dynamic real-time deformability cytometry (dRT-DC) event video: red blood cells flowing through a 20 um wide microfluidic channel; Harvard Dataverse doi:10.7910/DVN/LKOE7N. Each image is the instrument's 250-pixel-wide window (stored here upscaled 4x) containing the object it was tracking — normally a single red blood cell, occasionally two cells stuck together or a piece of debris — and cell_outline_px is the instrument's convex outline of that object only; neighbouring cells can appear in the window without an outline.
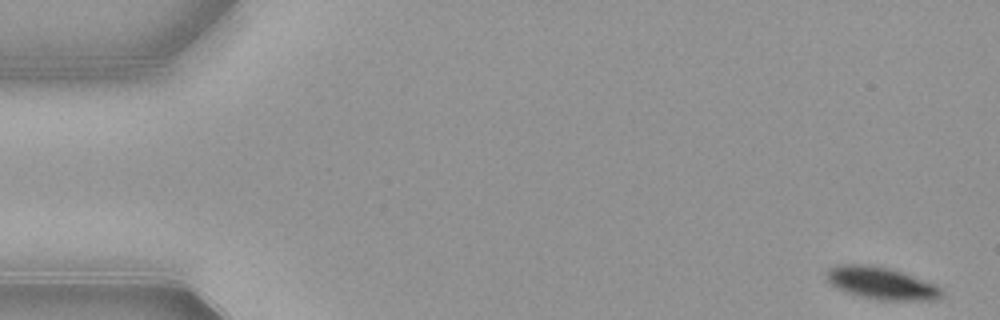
{"species": "common noctule bat (a hibernating species)", "species_latin": "Nyctalus noctula", "temperature_condition": "warm", "stored_images_in_passage": 11, "camera_frame_rate_fps": 3000, "um_per_image_px": 0.085, "animal": {"sex": "female", "body_mass_g": 21.9}, "frame": {"image": 1, "passage_image": 1, "time_ms": 0.0, "image_size_px": [1000, 320], "cell_outline_px": [[940, 296], [936, 300], [880, 300], [860, 296], [836, 288], [824, 280], [824, 272], [828, 268], [836, 264], [868, 264], [888, 268], [912, 276], [932, 284], [940, 288]], "centroid_in_image_um": [74.77, 24.06], "position_along_channel_um": 10.2, "area_um2": 21.5}}